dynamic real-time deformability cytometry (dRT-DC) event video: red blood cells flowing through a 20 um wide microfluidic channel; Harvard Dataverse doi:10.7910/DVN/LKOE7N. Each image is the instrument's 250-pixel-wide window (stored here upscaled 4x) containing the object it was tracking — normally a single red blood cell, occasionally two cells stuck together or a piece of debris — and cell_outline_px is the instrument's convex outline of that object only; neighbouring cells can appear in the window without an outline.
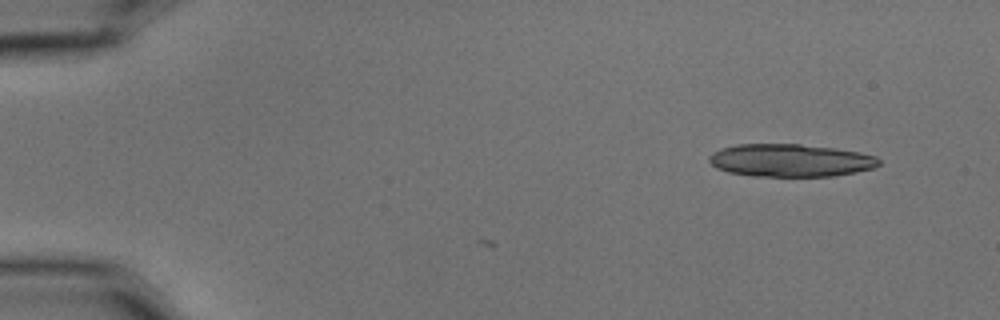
{"species": "common noctule bat (a hibernating species)", "species_latin": "Nyctalus noctula", "temperature_condition": "cold", "stored_images_in_passage": 3, "camera_frame_rate_fps": 3000, "um_per_image_px": 0.085, "animal": {"sex": "male", "body_mass_g": 15.6}, "frame": {"image": 1, "passage_image": 3, "time_ms": 0.667, "image_size_px": [1000, 320], "cell_outline_px": [[880, 164], [876, 168], [856, 172], [832, 176], [752, 176], [728, 172], [716, 168], [708, 160], [708, 156], [712, 152], [720, 148], [736, 144], [800, 144], [836, 148], [876, 156], [880, 160]], "centroid_in_image_um": [67.17, 13.63], "position_along_channel_um": 17.8, "area_um2": 32.6}}